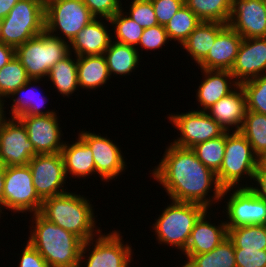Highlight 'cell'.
<instances>
[{"label": "cell", "mask_w": 266, "mask_h": 267, "mask_svg": "<svg viewBox=\"0 0 266 267\" xmlns=\"http://www.w3.org/2000/svg\"><path fill=\"white\" fill-rule=\"evenodd\" d=\"M239 132L248 140L253 152L261 159L266 154V115L246 110Z\"/></svg>", "instance_id": "obj_32"}, {"label": "cell", "mask_w": 266, "mask_h": 267, "mask_svg": "<svg viewBox=\"0 0 266 267\" xmlns=\"http://www.w3.org/2000/svg\"><path fill=\"white\" fill-rule=\"evenodd\" d=\"M123 5L125 4H122V9L109 19L111 27H113L111 29L113 31L112 34H114L112 35V40L120 44L136 47L144 28L125 13Z\"/></svg>", "instance_id": "obj_33"}, {"label": "cell", "mask_w": 266, "mask_h": 267, "mask_svg": "<svg viewBox=\"0 0 266 267\" xmlns=\"http://www.w3.org/2000/svg\"><path fill=\"white\" fill-rule=\"evenodd\" d=\"M179 267H187L185 264H183V261H182V265L179 266Z\"/></svg>", "instance_id": "obj_52"}, {"label": "cell", "mask_w": 266, "mask_h": 267, "mask_svg": "<svg viewBox=\"0 0 266 267\" xmlns=\"http://www.w3.org/2000/svg\"><path fill=\"white\" fill-rule=\"evenodd\" d=\"M159 25H165L184 5V0H151Z\"/></svg>", "instance_id": "obj_44"}, {"label": "cell", "mask_w": 266, "mask_h": 267, "mask_svg": "<svg viewBox=\"0 0 266 267\" xmlns=\"http://www.w3.org/2000/svg\"><path fill=\"white\" fill-rule=\"evenodd\" d=\"M243 37L227 25L216 37L207 56L197 65L198 69L231 70Z\"/></svg>", "instance_id": "obj_22"}, {"label": "cell", "mask_w": 266, "mask_h": 267, "mask_svg": "<svg viewBox=\"0 0 266 267\" xmlns=\"http://www.w3.org/2000/svg\"><path fill=\"white\" fill-rule=\"evenodd\" d=\"M226 198V199H225ZM227 229L245 225H266V201L250 188L223 189L221 201ZM227 200V201H226Z\"/></svg>", "instance_id": "obj_10"}, {"label": "cell", "mask_w": 266, "mask_h": 267, "mask_svg": "<svg viewBox=\"0 0 266 267\" xmlns=\"http://www.w3.org/2000/svg\"><path fill=\"white\" fill-rule=\"evenodd\" d=\"M201 20L184 4L164 25L169 40L182 44Z\"/></svg>", "instance_id": "obj_35"}, {"label": "cell", "mask_w": 266, "mask_h": 267, "mask_svg": "<svg viewBox=\"0 0 266 267\" xmlns=\"http://www.w3.org/2000/svg\"><path fill=\"white\" fill-rule=\"evenodd\" d=\"M250 189L261 199L266 201V170L259 165Z\"/></svg>", "instance_id": "obj_46"}, {"label": "cell", "mask_w": 266, "mask_h": 267, "mask_svg": "<svg viewBox=\"0 0 266 267\" xmlns=\"http://www.w3.org/2000/svg\"><path fill=\"white\" fill-rule=\"evenodd\" d=\"M18 1L19 0H0V21L8 15Z\"/></svg>", "instance_id": "obj_48"}, {"label": "cell", "mask_w": 266, "mask_h": 267, "mask_svg": "<svg viewBox=\"0 0 266 267\" xmlns=\"http://www.w3.org/2000/svg\"><path fill=\"white\" fill-rule=\"evenodd\" d=\"M4 19L19 22H45V0H19Z\"/></svg>", "instance_id": "obj_39"}, {"label": "cell", "mask_w": 266, "mask_h": 267, "mask_svg": "<svg viewBox=\"0 0 266 267\" xmlns=\"http://www.w3.org/2000/svg\"><path fill=\"white\" fill-rule=\"evenodd\" d=\"M226 144V132L218 138L199 143L191 149L196 157L215 174L223 162Z\"/></svg>", "instance_id": "obj_37"}, {"label": "cell", "mask_w": 266, "mask_h": 267, "mask_svg": "<svg viewBox=\"0 0 266 267\" xmlns=\"http://www.w3.org/2000/svg\"><path fill=\"white\" fill-rule=\"evenodd\" d=\"M105 56L109 74L112 77H127L131 76L140 67V59L138 50L134 46L120 44L115 41H111L109 48L103 54ZM135 71V72H134Z\"/></svg>", "instance_id": "obj_27"}, {"label": "cell", "mask_w": 266, "mask_h": 267, "mask_svg": "<svg viewBox=\"0 0 266 267\" xmlns=\"http://www.w3.org/2000/svg\"><path fill=\"white\" fill-rule=\"evenodd\" d=\"M108 25L111 26L109 19H93L71 40L70 53L77 57L104 54L112 41V33Z\"/></svg>", "instance_id": "obj_21"}, {"label": "cell", "mask_w": 266, "mask_h": 267, "mask_svg": "<svg viewBox=\"0 0 266 267\" xmlns=\"http://www.w3.org/2000/svg\"><path fill=\"white\" fill-rule=\"evenodd\" d=\"M23 249L18 253V267H49L39 252L26 240Z\"/></svg>", "instance_id": "obj_45"}, {"label": "cell", "mask_w": 266, "mask_h": 267, "mask_svg": "<svg viewBox=\"0 0 266 267\" xmlns=\"http://www.w3.org/2000/svg\"><path fill=\"white\" fill-rule=\"evenodd\" d=\"M228 25L243 38L266 37V2L232 0Z\"/></svg>", "instance_id": "obj_16"}, {"label": "cell", "mask_w": 266, "mask_h": 267, "mask_svg": "<svg viewBox=\"0 0 266 267\" xmlns=\"http://www.w3.org/2000/svg\"><path fill=\"white\" fill-rule=\"evenodd\" d=\"M123 238L120 230H102L83 242L78 267H132L134 247Z\"/></svg>", "instance_id": "obj_7"}, {"label": "cell", "mask_w": 266, "mask_h": 267, "mask_svg": "<svg viewBox=\"0 0 266 267\" xmlns=\"http://www.w3.org/2000/svg\"><path fill=\"white\" fill-rule=\"evenodd\" d=\"M93 19L82 0H45V31L69 43Z\"/></svg>", "instance_id": "obj_9"}, {"label": "cell", "mask_w": 266, "mask_h": 267, "mask_svg": "<svg viewBox=\"0 0 266 267\" xmlns=\"http://www.w3.org/2000/svg\"><path fill=\"white\" fill-rule=\"evenodd\" d=\"M200 71L202 79L195 91L196 105L199 103L197 111H206L240 85L230 70L200 69Z\"/></svg>", "instance_id": "obj_20"}, {"label": "cell", "mask_w": 266, "mask_h": 267, "mask_svg": "<svg viewBox=\"0 0 266 267\" xmlns=\"http://www.w3.org/2000/svg\"><path fill=\"white\" fill-rule=\"evenodd\" d=\"M169 203L152 224V232L159 245L175 247L181 254L186 249L195 223L207 208L191 202L171 200Z\"/></svg>", "instance_id": "obj_5"}, {"label": "cell", "mask_w": 266, "mask_h": 267, "mask_svg": "<svg viewBox=\"0 0 266 267\" xmlns=\"http://www.w3.org/2000/svg\"><path fill=\"white\" fill-rule=\"evenodd\" d=\"M94 212V206L87 196L69 190L44 199L39 213L86 242L102 231L97 225L98 219Z\"/></svg>", "instance_id": "obj_3"}, {"label": "cell", "mask_w": 266, "mask_h": 267, "mask_svg": "<svg viewBox=\"0 0 266 267\" xmlns=\"http://www.w3.org/2000/svg\"><path fill=\"white\" fill-rule=\"evenodd\" d=\"M227 25L218 22L201 21L179 47L186 50V55L190 56L191 60H194L192 63H196L197 66L207 56L217 35Z\"/></svg>", "instance_id": "obj_25"}, {"label": "cell", "mask_w": 266, "mask_h": 267, "mask_svg": "<svg viewBox=\"0 0 266 267\" xmlns=\"http://www.w3.org/2000/svg\"><path fill=\"white\" fill-rule=\"evenodd\" d=\"M31 215L27 241L49 267H78L83 241L75 234L48 221L39 212Z\"/></svg>", "instance_id": "obj_2"}, {"label": "cell", "mask_w": 266, "mask_h": 267, "mask_svg": "<svg viewBox=\"0 0 266 267\" xmlns=\"http://www.w3.org/2000/svg\"><path fill=\"white\" fill-rule=\"evenodd\" d=\"M236 267H266V250L234 249Z\"/></svg>", "instance_id": "obj_43"}, {"label": "cell", "mask_w": 266, "mask_h": 267, "mask_svg": "<svg viewBox=\"0 0 266 267\" xmlns=\"http://www.w3.org/2000/svg\"><path fill=\"white\" fill-rule=\"evenodd\" d=\"M78 134L91 148L92 155L96 168V177L101 179V182H112L117 179L128 168L127 158L115 143V140L101 133L91 132L79 129ZM114 141V142H113Z\"/></svg>", "instance_id": "obj_12"}, {"label": "cell", "mask_w": 266, "mask_h": 267, "mask_svg": "<svg viewBox=\"0 0 266 267\" xmlns=\"http://www.w3.org/2000/svg\"><path fill=\"white\" fill-rule=\"evenodd\" d=\"M240 85L245 92L247 110L266 115V74Z\"/></svg>", "instance_id": "obj_38"}, {"label": "cell", "mask_w": 266, "mask_h": 267, "mask_svg": "<svg viewBox=\"0 0 266 267\" xmlns=\"http://www.w3.org/2000/svg\"><path fill=\"white\" fill-rule=\"evenodd\" d=\"M167 145L160 162L149 171L153 180L164 188L169 200L197 203L207 209L214 205L216 209V205L223 202V189L216 174L196 157L191 148L171 142Z\"/></svg>", "instance_id": "obj_1"}, {"label": "cell", "mask_w": 266, "mask_h": 267, "mask_svg": "<svg viewBox=\"0 0 266 267\" xmlns=\"http://www.w3.org/2000/svg\"><path fill=\"white\" fill-rule=\"evenodd\" d=\"M41 81H43V79H30L23 86L14 91L7 98L10 102L12 100V104L3 102L4 116L8 114V116L11 115V118H19L21 115L40 116L55 114L57 110H47L44 108L47 105L48 96L44 95V93L42 94L38 88ZM37 83L39 84L38 86ZM7 105L11 107L10 110H8L9 112L5 111L7 109L5 106Z\"/></svg>", "instance_id": "obj_19"}, {"label": "cell", "mask_w": 266, "mask_h": 267, "mask_svg": "<svg viewBox=\"0 0 266 267\" xmlns=\"http://www.w3.org/2000/svg\"><path fill=\"white\" fill-rule=\"evenodd\" d=\"M38 155L19 118L3 116L0 120V162L7 166L28 165Z\"/></svg>", "instance_id": "obj_13"}, {"label": "cell", "mask_w": 266, "mask_h": 267, "mask_svg": "<svg viewBox=\"0 0 266 267\" xmlns=\"http://www.w3.org/2000/svg\"><path fill=\"white\" fill-rule=\"evenodd\" d=\"M59 113L51 115H21L19 119L27 129L29 140L37 154L60 153L66 140L60 127Z\"/></svg>", "instance_id": "obj_15"}, {"label": "cell", "mask_w": 266, "mask_h": 267, "mask_svg": "<svg viewBox=\"0 0 266 267\" xmlns=\"http://www.w3.org/2000/svg\"><path fill=\"white\" fill-rule=\"evenodd\" d=\"M260 165L266 170V154L260 159Z\"/></svg>", "instance_id": "obj_50"}, {"label": "cell", "mask_w": 266, "mask_h": 267, "mask_svg": "<svg viewBox=\"0 0 266 267\" xmlns=\"http://www.w3.org/2000/svg\"><path fill=\"white\" fill-rule=\"evenodd\" d=\"M184 4L201 21L228 24L232 0H184Z\"/></svg>", "instance_id": "obj_31"}, {"label": "cell", "mask_w": 266, "mask_h": 267, "mask_svg": "<svg viewBox=\"0 0 266 267\" xmlns=\"http://www.w3.org/2000/svg\"><path fill=\"white\" fill-rule=\"evenodd\" d=\"M28 80L25 68L15 56L0 70V101L7 102V98Z\"/></svg>", "instance_id": "obj_36"}, {"label": "cell", "mask_w": 266, "mask_h": 267, "mask_svg": "<svg viewBox=\"0 0 266 267\" xmlns=\"http://www.w3.org/2000/svg\"><path fill=\"white\" fill-rule=\"evenodd\" d=\"M95 18L110 19L122 9V0H82Z\"/></svg>", "instance_id": "obj_42"}, {"label": "cell", "mask_w": 266, "mask_h": 267, "mask_svg": "<svg viewBox=\"0 0 266 267\" xmlns=\"http://www.w3.org/2000/svg\"><path fill=\"white\" fill-rule=\"evenodd\" d=\"M43 200L38 196L28 165L7 166L4 177L3 205L0 219L6 209L17 213L31 214L41 210Z\"/></svg>", "instance_id": "obj_8"}, {"label": "cell", "mask_w": 266, "mask_h": 267, "mask_svg": "<svg viewBox=\"0 0 266 267\" xmlns=\"http://www.w3.org/2000/svg\"><path fill=\"white\" fill-rule=\"evenodd\" d=\"M32 181L38 196L44 200L68 192V179L61 153L38 154L29 162Z\"/></svg>", "instance_id": "obj_14"}, {"label": "cell", "mask_w": 266, "mask_h": 267, "mask_svg": "<svg viewBox=\"0 0 266 267\" xmlns=\"http://www.w3.org/2000/svg\"><path fill=\"white\" fill-rule=\"evenodd\" d=\"M78 136V137H77ZM71 143L66 141L62 150L61 156L64 163L65 174L67 179H87L93 176L96 178V168L92 155V150L89 145L79 136ZM75 141V142H74ZM90 176V177H88Z\"/></svg>", "instance_id": "obj_24"}, {"label": "cell", "mask_w": 266, "mask_h": 267, "mask_svg": "<svg viewBox=\"0 0 266 267\" xmlns=\"http://www.w3.org/2000/svg\"><path fill=\"white\" fill-rule=\"evenodd\" d=\"M70 54L69 42L46 31L15 48V56L30 79L47 78L50 69Z\"/></svg>", "instance_id": "obj_6"}, {"label": "cell", "mask_w": 266, "mask_h": 267, "mask_svg": "<svg viewBox=\"0 0 266 267\" xmlns=\"http://www.w3.org/2000/svg\"><path fill=\"white\" fill-rule=\"evenodd\" d=\"M3 116H4V114H3V103L0 101V120L2 119Z\"/></svg>", "instance_id": "obj_51"}, {"label": "cell", "mask_w": 266, "mask_h": 267, "mask_svg": "<svg viewBox=\"0 0 266 267\" xmlns=\"http://www.w3.org/2000/svg\"><path fill=\"white\" fill-rule=\"evenodd\" d=\"M77 72H78V86L79 89L93 91L99 90L110 82L111 76L109 74L105 56H78L77 57Z\"/></svg>", "instance_id": "obj_26"}, {"label": "cell", "mask_w": 266, "mask_h": 267, "mask_svg": "<svg viewBox=\"0 0 266 267\" xmlns=\"http://www.w3.org/2000/svg\"><path fill=\"white\" fill-rule=\"evenodd\" d=\"M190 110L185 113L167 114L170 124L178 131L177 138L172 139L174 141L171 143L179 147L192 148L199 143L218 138L226 132L205 111Z\"/></svg>", "instance_id": "obj_11"}, {"label": "cell", "mask_w": 266, "mask_h": 267, "mask_svg": "<svg viewBox=\"0 0 266 267\" xmlns=\"http://www.w3.org/2000/svg\"><path fill=\"white\" fill-rule=\"evenodd\" d=\"M230 71L239 84L266 74V37L243 38Z\"/></svg>", "instance_id": "obj_17"}, {"label": "cell", "mask_w": 266, "mask_h": 267, "mask_svg": "<svg viewBox=\"0 0 266 267\" xmlns=\"http://www.w3.org/2000/svg\"><path fill=\"white\" fill-rule=\"evenodd\" d=\"M45 31V22L0 21L1 42L17 48Z\"/></svg>", "instance_id": "obj_30"}, {"label": "cell", "mask_w": 266, "mask_h": 267, "mask_svg": "<svg viewBox=\"0 0 266 267\" xmlns=\"http://www.w3.org/2000/svg\"><path fill=\"white\" fill-rule=\"evenodd\" d=\"M234 249L266 250V225H245L228 229Z\"/></svg>", "instance_id": "obj_34"}, {"label": "cell", "mask_w": 266, "mask_h": 267, "mask_svg": "<svg viewBox=\"0 0 266 267\" xmlns=\"http://www.w3.org/2000/svg\"><path fill=\"white\" fill-rule=\"evenodd\" d=\"M125 13L143 28L158 25L151 0H134L127 4ZM128 11V12H127Z\"/></svg>", "instance_id": "obj_41"}, {"label": "cell", "mask_w": 266, "mask_h": 267, "mask_svg": "<svg viewBox=\"0 0 266 267\" xmlns=\"http://www.w3.org/2000/svg\"><path fill=\"white\" fill-rule=\"evenodd\" d=\"M74 57V58H73ZM47 81L52 83L53 90L56 89L63 98L73 96L78 86V72H77V56L70 53L63 60L56 63L49 71L46 78Z\"/></svg>", "instance_id": "obj_28"}, {"label": "cell", "mask_w": 266, "mask_h": 267, "mask_svg": "<svg viewBox=\"0 0 266 267\" xmlns=\"http://www.w3.org/2000/svg\"><path fill=\"white\" fill-rule=\"evenodd\" d=\"M259 165V157L242 133L226 131L224 158L220 170L216 173L220 187L250 188Z\"/></svg>", "instance_id": "obj_4"}, {"label": "cell", "mask_w": 266, "mask_h": 267, "mask_svg": "<svg viewBox=\"0 0 266 267\" xmlns=\"http://www.w3.org/2000/svg\"><path fill=\"white\" fill-rule=\"evenodd\" d=\"M213 210L207 209L199 217L190 233L186 249L182 252L183 255H199L210 252L228 237V229L224 217L219 220L220 223L218 221L217 225V222L213 223L211 221V216L217 218L215 214L218 213H215V209Z\"/></svg>", "instance_id": "obj_18"}, {"label": "cell", "mask_w": 266, "mask_h": 267, "mask_svg": "<svg viewBox=\"0 0 266 267\" xmlns=\"http://www.w3.org/2000/svg\"><path fill=\"white\" fill-rule=\"evenodd\" d=\"M184 256L187 267H236L234 245L228 237L210 252Z\"/></svg>", "instance_id": "obj_29"}, {"label": "cell", "mask_w": 266, "mask_h": 267, "mask_svg": "<svg viewBox=\"0 0 266 267\" xmlns=\"http://www.w3.org/2000/svg\"><path fill=\"white\" fill-rule=\"evenodd\" d=\"M15 57V48L0 42V70Z\"/></svg>", "instance_id": "obj_47"}, {"label": "cell", "mask_w": 266, "mask_h": 267, "mask_svg": "<svg viewBox=\"0 0 266 267\" xmlns=\"http://www.w3.org/2000/svg\"><path fill=\"white\" fill-rule=\"evenodd\" d=\"M6 166L0 162V207L3 205L4 177Z\"/></svg>", "instance_id": "obj_49"}, {"label": "cell", "mask_w": 266, "mask_h": 267, "mask_svg": "<svg viewBox=\"0 0 266 267\" xmlns=\"http://www.w3.org/2000/svg\"><path fill=\"white\" fill-rule=\"evenodd\" d=\"M246 97L241 85L205 112L225 131H240L246 113Z\"/></svg>", "instance_id": "obj_23"}, {"label": "cell", "mask_w": 266, "mask_h": 267, "mask_svg": "<svg viewBox=\"0 0 266 267\" xmlns=\"http://www.w3.org/2000/svg\"><path fill=\"white\" fill-rule=\"evenodd\" d=\"M169 41L165 27L158 24L153 27L144 28L136 49L138 50L139 55L141 53L143 54L144 50L146 52H149V50L154 52L155 50L157 51V49L158 51L161 49L162 51L163 46H167V44L171 43Z\"/></svg>", "instance_id": "obj_40"}]
</instances>
